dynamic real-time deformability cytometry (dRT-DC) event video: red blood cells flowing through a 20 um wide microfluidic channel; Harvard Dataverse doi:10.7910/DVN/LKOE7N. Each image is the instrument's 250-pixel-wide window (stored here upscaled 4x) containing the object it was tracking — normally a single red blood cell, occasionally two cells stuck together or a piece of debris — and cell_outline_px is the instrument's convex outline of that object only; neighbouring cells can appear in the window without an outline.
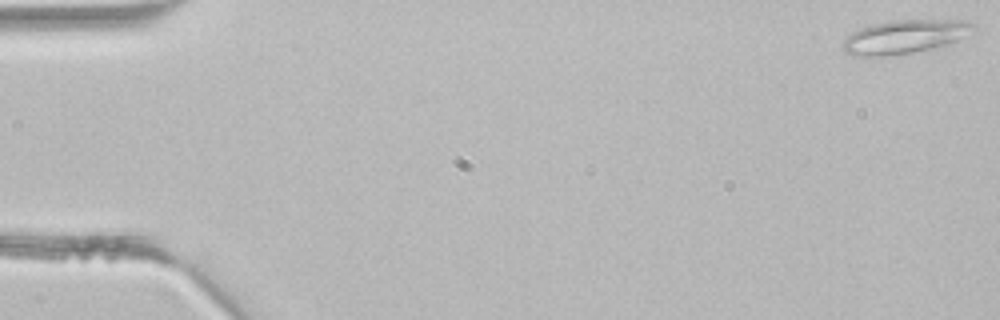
{"species": "common noctule bat (a hibernating species)", "species_latin": "Nyctalus noctula", "temperature_condition": "room temperature", "stored_images_in_passage": 9, "camera_frame_rate_fps": 3000, "um_per_image_px": 0.085, "animal": {"sex": "male", "body_mass_g": 21.5, "forearm_length_mm": 52.0}, "frame": {"image": 1, "passage_image": 1, "time_ms": 0.0, "image_size_px": [1000, 320], "cell_outline_px": [[976, 28], [956, 40], [932, 48], [912, 52], [888, 56], [856, 56], [844, 52], [840, 48], [840, 44], [852, 32], [860, 28], [872, 24], [896, 20], [968, 20], [976, 24]], "centroid_in_image_um": [76.84, 3.12], "position_along_channel_um": 8.2, "area_um2": 25.43}}